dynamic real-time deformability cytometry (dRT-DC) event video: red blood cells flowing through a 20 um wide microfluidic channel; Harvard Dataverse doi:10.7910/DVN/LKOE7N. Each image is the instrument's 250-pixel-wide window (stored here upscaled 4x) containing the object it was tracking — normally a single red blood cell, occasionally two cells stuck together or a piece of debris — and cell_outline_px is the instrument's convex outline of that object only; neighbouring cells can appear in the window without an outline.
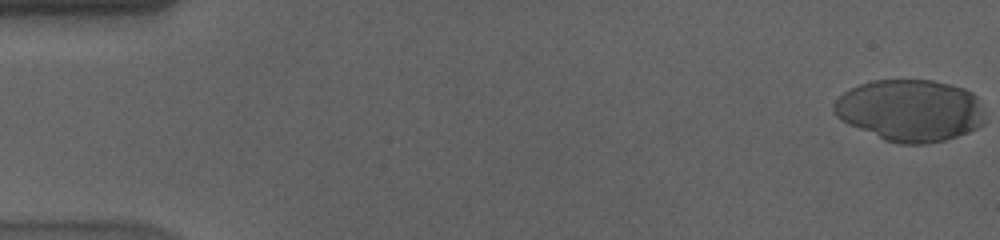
{"species": "human", "species_latin": "Homo sapiens", "temperature_condition": "cold", "stored_images_in_passage": 57, "camera_frame_rate_fps": 3000, "um_per_image_px": 0.085, "donor": {"sex": "male"}, "frame": {"image": 1, "passage_image": 1, "time_ms": 0.0, "image_size_px": [1000, 240], "cell_outline_px": [[984, 124], [968, 132], [944, 140], [924, 144], [900, 144], [884, 140], [848, 124], [836, 116], [832, 108], [832, 104], [844, 92], [860, 84], [872, 80], [932, 80], [964, 88], [972, 92], [976, 96], [984, 112]], "centroid_in_image_um": [77.36, 9.38], "position_along_channel_um": 7.6, "area_um2": 54.45}}
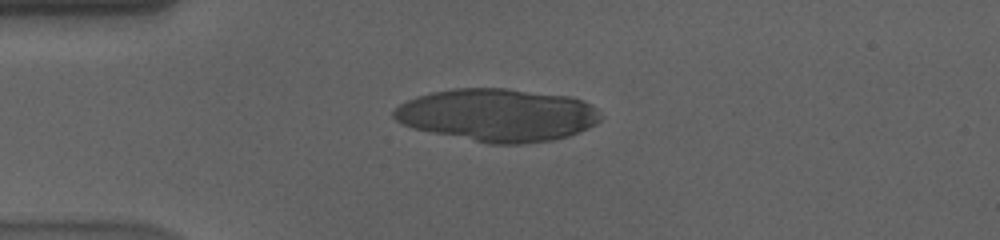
{"frame": {"image": 2, "passage_image": 15, "time_ms": 4.667, "image_size_px": [1000, 240], "cell_outline_px": [[600, 120], [596, 124], [588, 128], [568, 136], [552, 140], [524, 144], [488, 144], [412, 128], [400, 124], [392, 116], [392, 112], [400, 104], [416, 96], [432, 92], [456, 88], [508, 88], [568, 96], [584, 100], [596, 108], [600, 116]], "centroid_in_image_um": [42.28, 9.78], "position_along_channel_um": 42.7, "area_um2": 63.75}}